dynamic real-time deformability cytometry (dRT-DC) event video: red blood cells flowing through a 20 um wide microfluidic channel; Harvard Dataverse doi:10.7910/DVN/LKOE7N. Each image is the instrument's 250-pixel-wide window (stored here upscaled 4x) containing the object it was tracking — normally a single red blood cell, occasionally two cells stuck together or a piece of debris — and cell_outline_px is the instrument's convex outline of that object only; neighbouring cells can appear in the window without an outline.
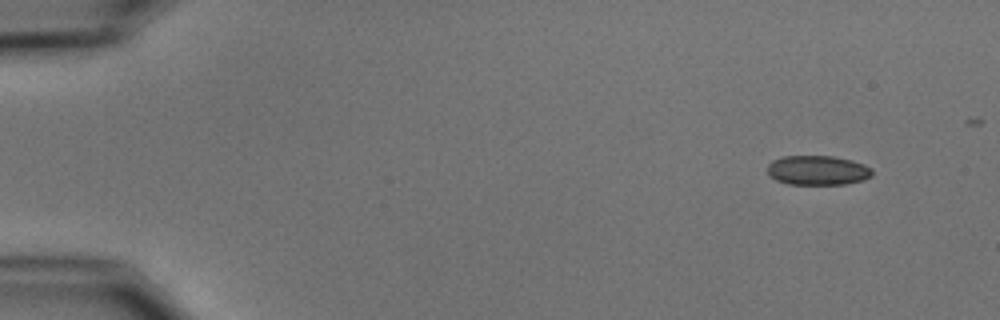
{"species": "common noctule bat (a hibernating species)", "species_latin": "Nyctalus noctula", "temperature_condition": "cold", "stored_images_in_passage": 5, "camera_frame_rate_fps": 3000, "um_per_image_px": 0.085, "animal": {"sex": "male", "body_mass_g": 15.6}, "frame": {"image": 1, "passage_image": 1, "time_ms": 0.0, "image_size_px": [1000, 320], "cell_outline_px": [[872, 176], [864, 180], [844, 184], [788, 184], [776, 180], [768, 176], [768, 164], [772, 160], [784, 156], [832, 156], [852, 160], [864, 164], [872, 168]], "centroid_in_image_um": [69.5, 14.47], "position_along_channel_um": 15.5, "area_um2": 18.15}}
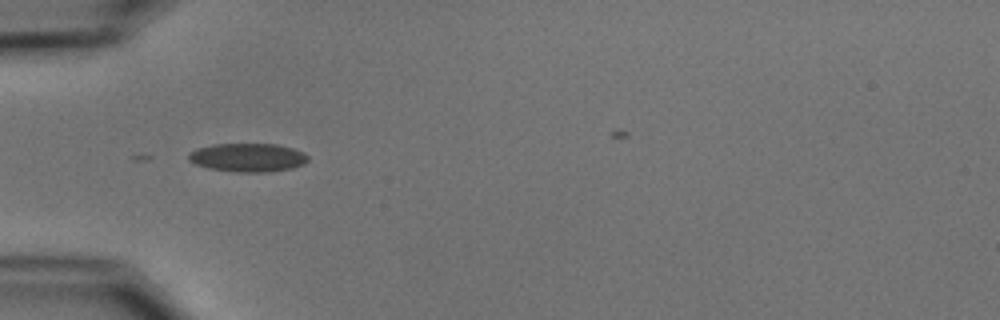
{"frame": {"image": 2, "passage_image": 4, "time_ms": 4.333, "image_size_px": [1000, 320], "cell_outline_px": [[308, 160], [304, 164], [292, 168], [268, 172], [236, 172], [208, 168], [196, 164], [188, 160], [188, 152], [196, 148], [212, 144], [276, 144], [292, 148], [304, 152], [308, 156]], "centroid_in_image_um": [21.05, 13.38], "position_along_channel_um": 64.0, "area_um2": 20.0}}